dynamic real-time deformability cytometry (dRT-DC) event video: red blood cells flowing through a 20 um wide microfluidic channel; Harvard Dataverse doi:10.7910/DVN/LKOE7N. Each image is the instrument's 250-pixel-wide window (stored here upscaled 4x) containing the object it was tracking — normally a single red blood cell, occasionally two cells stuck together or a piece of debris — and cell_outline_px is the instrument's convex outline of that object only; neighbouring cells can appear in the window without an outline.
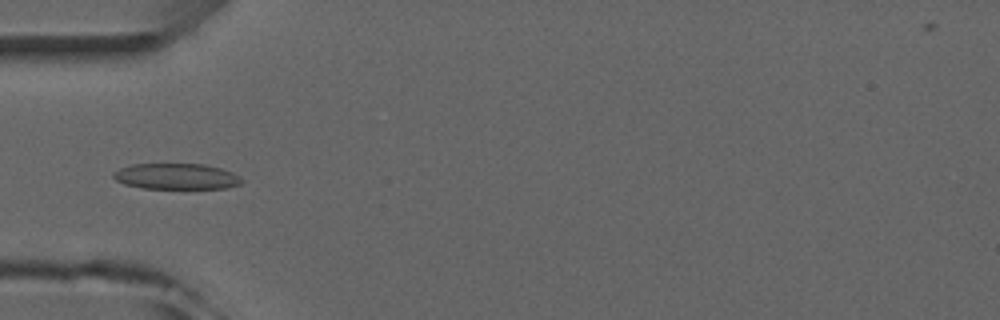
{"species": "common noctule bat (a hibernating species)", "species_latin": "Nyctalus noctula", "temperature_condition": "room temperature", "stored_images_in_passage": 5, "camera_frame_rate_fps": 3000, "um_per_image_px": 0.085, "animal": {"sex": "male", "forearm_length_mm": 52.5}, "frame": {"image": 1, "passage_image": 4, "time_ms": 3.667, "image_size_px": [1000, 320], "cell_outline_px": [[244, 180], [240, 184], [228, 188], [144, 188], [124, 184], [116, 180], [112, 176], [112, 172], [120, 168], [132, 164], [204, 164], [220, 168], [232, 172], [240, 176]], "centroid_in_image_um": [14.99, 14.99], "position_along_channel_um": 70.0, "area_um2": 19.36}}
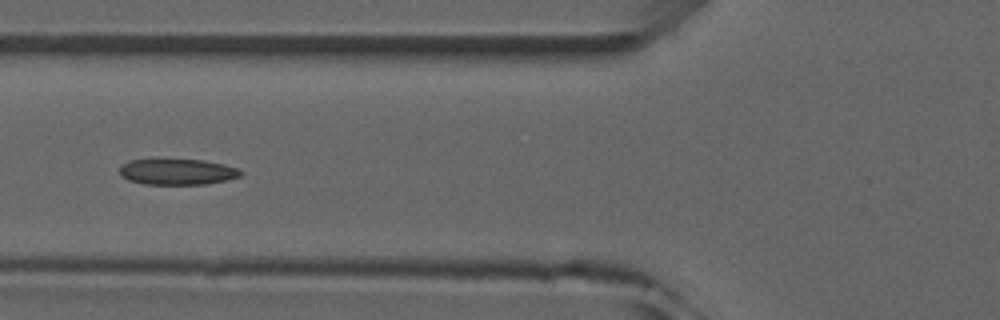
{"frame": {"image": 2, "passage_image": 5, "time_ms": 4.667, "image_size_px": [1000, 320], "cell_outline_px": [[244, 172], [240, 176], [224, 180], [204, 184], [144, 184], [128, 180], [120, 172], [120, 168], [124, 164], [132, 160], [204, 160], [224, 164], [236, 168]], "centroid_in_image_um": [15.1, 14.61], "position_along_channel_um": 110.7, "area_um2": 17.86}}